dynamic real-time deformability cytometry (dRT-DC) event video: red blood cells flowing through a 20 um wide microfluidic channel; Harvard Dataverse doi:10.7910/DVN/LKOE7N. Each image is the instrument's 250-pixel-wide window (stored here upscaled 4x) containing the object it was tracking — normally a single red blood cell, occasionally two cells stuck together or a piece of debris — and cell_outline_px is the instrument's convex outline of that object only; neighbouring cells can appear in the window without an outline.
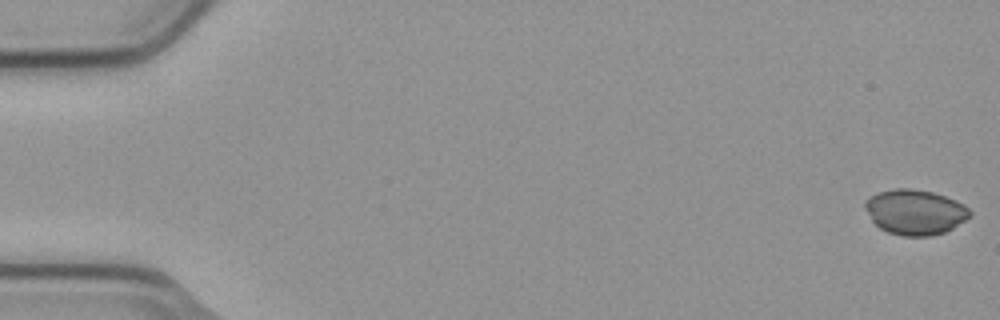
{"species": "common noctule bat (a hibernating species)", "species_latin": "Nyctalus noctula", "temperature_condition": "cold", "stored_images_in_passage": 53, "camera_frame_rate_fps": 3000, "um_per_image_px": 0.085, "animal": {"sex": "male", "body_mass_g": 23.1, "forearm_length_mm": 52.7}, "frame": {"image": 1, "passage_image": 1, "time_ms": 0.0, "image_size_px": [1000, 320], "cell_outline_px": [[972, 216], [952, 228], [944, 232], [932, 236], [904, 236], [888, 232], [880, 228], [872, 220], [864, 208], [864, 200], [880, 192], [896, 188], [912, 188], [932, 192], [956, 200], [964, 204], [972, 212]], "centroid_in_image_um": [77.79, 18.02], "position_along_channel_um": 7.2, "area_um2": 27.57}}
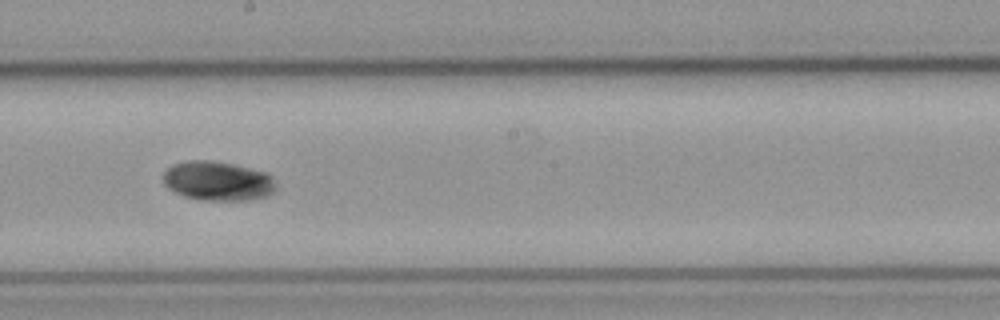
{"frame": {"image": 2, "passage_image": 31, "time_ms": 10.0, "image_size_px": [1000, 320], "cell_outline_px": [[276, 188], [268, 196], [252, 200], [200, 200], [184, 196], [168, 188], [164, 184], [164, 172], [172, 164], [184, 160], [212, 160], [232, 164], [268, 172], [272, 176], [276, 184]], "centroid_in_image_um": [18.53, 15.38], "position_along_channel_um": 229.7, "area_um2": 26.13}}
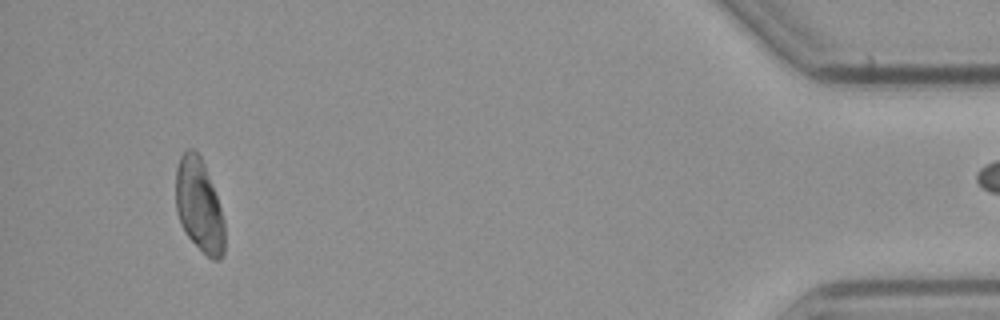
{"frame": {"image": 3, "passage_image": 52, "time_ms": 17.0, "image_size_px": [1000, 320], "cell_outline_px": [[224, 252], [220, 260], [212, 260], [184, 232], [176, 208], [176, 168], [180, 156], [188, 148], [192, 148], [200, 156], [204, 164], [216, 196], [224, 220]], "centroid_in_image_um": [16.92, 17.46], "position_along_channel_um": 418.3, "area_um2": 26.13}}